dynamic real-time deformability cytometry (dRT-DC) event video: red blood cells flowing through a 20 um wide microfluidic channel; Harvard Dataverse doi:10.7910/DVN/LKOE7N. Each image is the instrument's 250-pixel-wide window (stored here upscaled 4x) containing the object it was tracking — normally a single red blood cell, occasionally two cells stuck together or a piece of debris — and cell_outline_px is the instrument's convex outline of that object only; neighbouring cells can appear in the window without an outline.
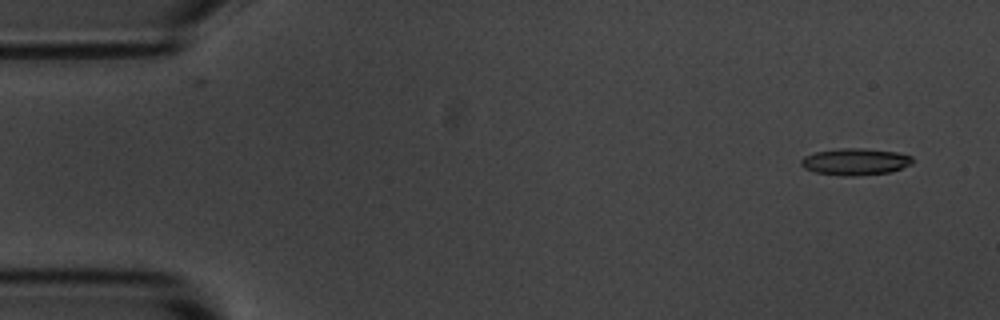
{"species": "common noctule bat (a hibernating species)", "species_latin": "Nyctalus noctula", "temperature_condition": "room temperature", "stored_images_in_passage": 7, "camera_frame_rate_fps": 3000, "um_per_image_px": 0.085, "animal": {"sex": "male", "body_mass_g": 20.1, "forearm_length_mm": 53.5}, "frame": {"image": 1, "passage_image": 1, "time_ms": 0.0, "image_size_px": [1000, 320], "cell_outline_px": [[912, 164], [892, 172], [856, 176], [844, 176], [816, 172], [804, 168], [800, 164], [800, 160], [804, 156], [816, 152], [840, 148], [864, 148], [896, 152], [912, 156]], "centroid_in_image_um": [72.7, 13.75], "position_along_channel_um": 12.3, "area_um2": 17.46}}
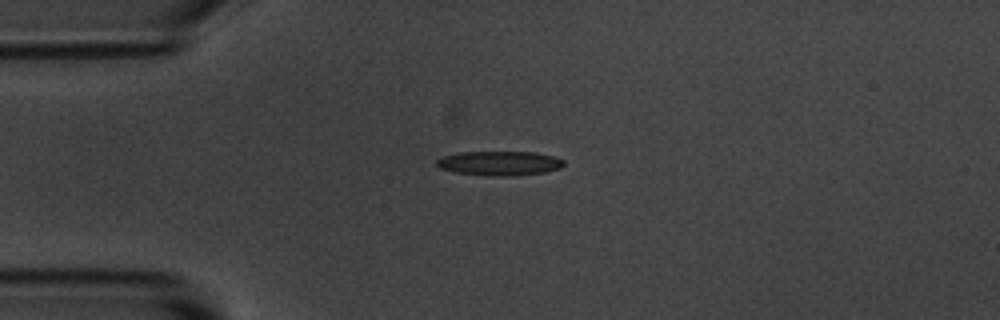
{"frame": {"image": 2, "passage_image": 4, "time_ms": 3.333, "image_size_px": [1000, 320], "cell_outline_px": [[564, 164], [560, 168], [544, 172], [512, 176], [496, 176], [452, 172], [440, 168], [436, 164], [436, 160], [444, 156], [460, 152], [536, 152], [556, 156], [564, 160]], "centroid_in_image_um": [42.48, 13.87], "position_along_channel_um": 42.5, "area_um2": 18.09}}
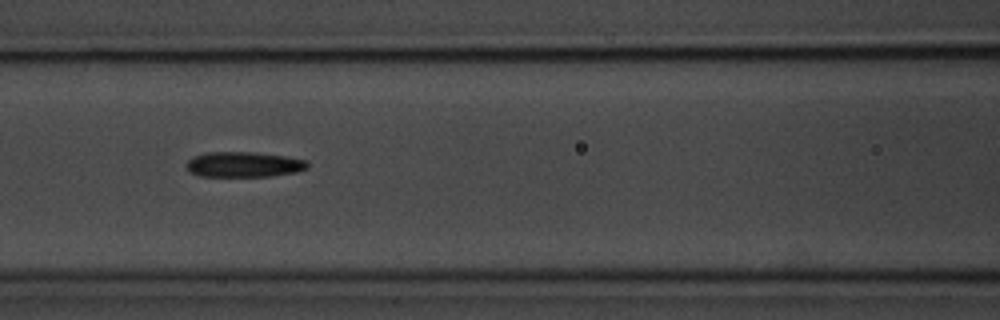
{"frame": {"image": 3, "passage_image": 7, "time_ms": 6.667, "image_size_px": [1000, 320], "cell_outline_px": [[308, 168], [296, 172], [272, 176], [200, 176], [188, 172], [188, 160], [192, 156], [208, 152], [252, 152], [288, 156], [308, 160]], "centroid_in_image_um": [20.75, 13.97], "position_along_channel_um": 145.8, "area_um2": 17.98}}